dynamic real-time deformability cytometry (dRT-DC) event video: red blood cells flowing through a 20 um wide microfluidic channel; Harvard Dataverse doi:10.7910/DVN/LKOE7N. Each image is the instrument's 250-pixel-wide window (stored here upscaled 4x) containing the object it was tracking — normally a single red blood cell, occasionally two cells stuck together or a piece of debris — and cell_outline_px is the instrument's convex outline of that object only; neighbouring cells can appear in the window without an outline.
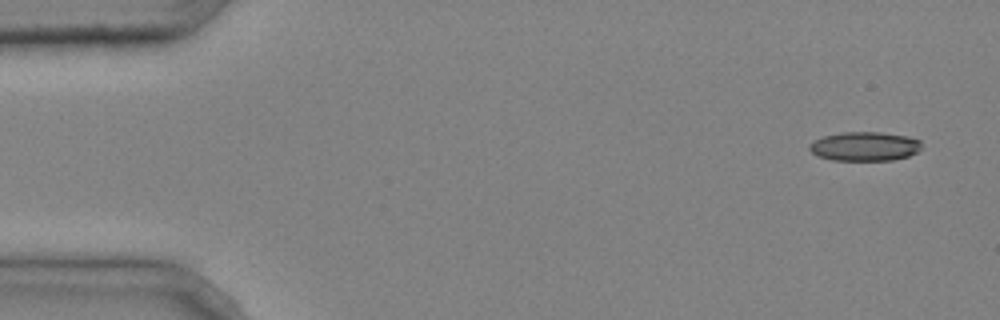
{"species": "common noctule bat (a hibernating species)", "species_latin": "Nyctalus noctula", "temperature_condition": "cold", "stored_images_in_passage": 3, "camera_frame_rate_fps": 3000, "um_per_image_px": 0.085, "animal": {"sex": "male", "body_mass_g": 20.4}, "frame": {"image": 1, "passage_image": 1, "time_ms": 0.0, "image_size_px": [1000, 320], "cell_outline_px": [[920, 148], [916, 152], [908, 156], [892, 160], [832, 160], [816, 156], [808, 148], [808, 144], [824, 136], [840, 132], [880, 132], [908, 136], [920, 140]], "centroid_in_image_um": [73.47, 12.44], "position_along_channel_um": 11.5, "area_um2": 19.02}}
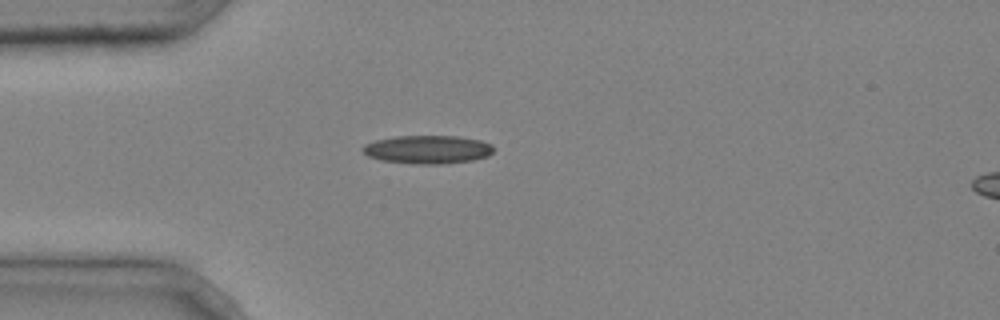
{"frame": {"image": 2, "passage_image": 3, "time_ms": 0.667, "image_size_px": [1000, 320], "cell_outline_px": [[496, 148], [488, 156], [472, 160], [440, 164], [416, 164], [380, 160], [368, 156], [360, 148], [364, 144], [376, 140], [396, 136], [456, 136], [480, 140], [492, 144]], "centroid_in_image_um": [36.35, 12.7], "position_along_channel_um": 48.6, "area_um2": 21.68}}